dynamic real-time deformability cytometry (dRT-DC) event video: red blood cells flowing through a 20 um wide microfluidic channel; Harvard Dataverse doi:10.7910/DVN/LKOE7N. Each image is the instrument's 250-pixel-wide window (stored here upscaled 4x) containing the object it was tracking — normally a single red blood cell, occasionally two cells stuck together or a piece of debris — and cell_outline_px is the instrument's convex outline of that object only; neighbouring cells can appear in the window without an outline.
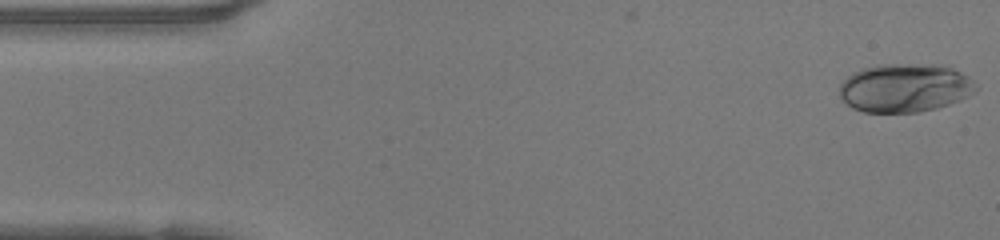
{"species": "human", "species_latin": "Homo sapiens", "temperature_condition": "warm", "stored_images_in_passage": 48, "camera_frame_rate_fps": 3000, "um_per_image_px": 0.085, "donor": {"sex": "female"}, "frame": {"image": 1, "passage_image": 1, "time_ms": 0.0, "image_size_px": [1000, 240], "cell_outline_px": [[980, 88], [976, 92], [960, 100], [936, 108], [920, 112], [864, 112], [852, 108], [840, 96], [840, 84], [848, 76], [860, 68], [880, 64], [944, 64], [968, 76]], "centroid_in_image_um": [76.94, 7.46], "position_along_channel_um": 8.1, "area_um2": 38.9}}
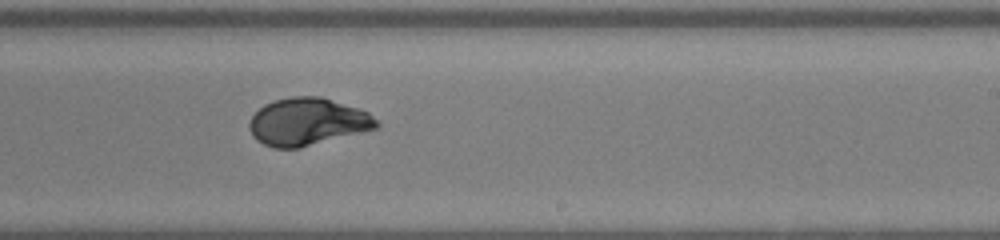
{"frame": {"image": 2, "passage_image": 28, "time_ms": 9.0, "image_size_px": [1000, 240], "cell_outline_px": [[380, 124], [376, 128], [300, 148], [272, 148], [256, 140], [252, 136], [248, 128], [248, 124], [252, 116], [264, 104], [276, 100], [292, 96], [320, 96], [368, 112]], "centroid_in_image_um": [26.09, 10.36], "position_along_channel_um": 262.9, "area_um2": 34.91}}
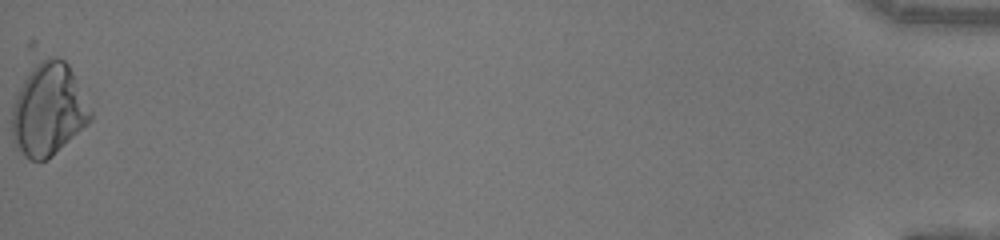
{"frame": {"image": 3, "passage_image": 48, "time_ms": 15.667, "image_size_px": [1000, 240], "cell_outline_px": [[92, 120], [88, 124], [48, 160], [28, 160], [12, 144], [12, 104], [28, 44], [32, 40], [36, 40], [64, 60], [68, 64], [92, 112]], "centroid_in_image_um": [3.96, 8.92], "position_along_channel_um": 431.2, "area_um2": 47.16}, "authors_computed_cell_mechanics": {"area_um2": 34.8534, "velocity_mm_per_s": 4.1956, "shape_relaxation_time_tau1_ms": 4.0012, "shape_relaxation_time_tau2_ms": null, "deformation_change_tau1": 0.212, "deformation_change_tau2": null}}